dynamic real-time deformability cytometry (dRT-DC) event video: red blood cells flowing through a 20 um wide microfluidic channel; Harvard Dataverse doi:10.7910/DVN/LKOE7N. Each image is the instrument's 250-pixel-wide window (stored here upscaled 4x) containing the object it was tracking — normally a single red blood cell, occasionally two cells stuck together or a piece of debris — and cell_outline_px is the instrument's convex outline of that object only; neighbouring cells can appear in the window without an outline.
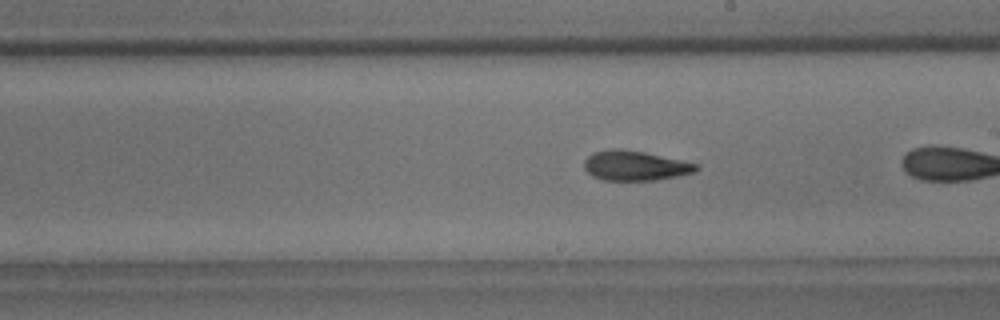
{"species": "common noctule bat (a hibernating species)", "species_latin": "Nyctalus noctula", "temperature_condition": "room temperature", "stored_images_in_passage": 33, "camera_frame_rate_fps": 3000, "um_per_image_px": 0.085, "animal": {"sex": "male", "body_mass_g": 18.8}, "frame": {"image": 1, "passage_image": 14, "time_ms": 4.333, "image_size_px": [1000, 320], "cell_outline_px": [[700, 168], [696, 172], [680, 176], [656, 180], [604, 180], [592, 176], [584, 168], [584, 160], [592, 152], [612, 148], [616, 148], [644, 152], [700, 164]], "centroid_in_image_um": [54.01, 14.08], "position_along_channel_um": 235.0, "area_um2": 19.65}, "authors_computed_cell_mechanics": {"area_um2": 19.2474, "velocity_mm_per_s": 3.7077, "shape_relaxation_time_tau1_ms": 7.5005, "shape_relaxation_time_tau2_ms": 1.4354, "deformation_change_tau1": 0.1978, "deformation_change_tau2": 0.0855}}